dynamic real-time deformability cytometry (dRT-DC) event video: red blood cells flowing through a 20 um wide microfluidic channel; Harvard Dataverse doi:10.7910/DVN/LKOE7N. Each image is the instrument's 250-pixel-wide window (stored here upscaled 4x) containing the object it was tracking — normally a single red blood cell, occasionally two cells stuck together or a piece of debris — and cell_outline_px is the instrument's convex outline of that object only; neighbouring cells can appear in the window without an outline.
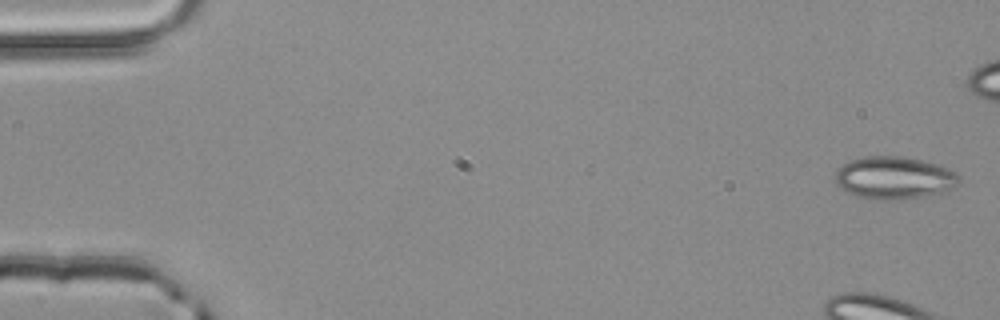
{"species": "common noctule bat (a hibernating species)", "species_latin": "Nyctalus noctula", "temperature_condition": "room temperature", "stored_images_in_passage": 5, "camera_frame_rate_fps": 3000, "um_per_image_px": 0.085, "animal": {"sex": "male", "body_mass_g": 20.4}, "frame": {"image": 1, "passage_image": 1, "time_ms": 0.0, "image_size_px": [1000, 320], "cell_outline_px": [[960, 180], [952, 188], [940, 192], [924, 196], [904, 200], [872, 200], [856, 196], [840, 188], [836, 184], [836, 172], [848, 160], [868, 156], [904, 156], [936, 164], [948, 168], [956, 172], [960, 176]], "centroid_in_image_um": [75.99, 15.12], "position_along_channel_um": 9.0, "area_um2": 30.81}}